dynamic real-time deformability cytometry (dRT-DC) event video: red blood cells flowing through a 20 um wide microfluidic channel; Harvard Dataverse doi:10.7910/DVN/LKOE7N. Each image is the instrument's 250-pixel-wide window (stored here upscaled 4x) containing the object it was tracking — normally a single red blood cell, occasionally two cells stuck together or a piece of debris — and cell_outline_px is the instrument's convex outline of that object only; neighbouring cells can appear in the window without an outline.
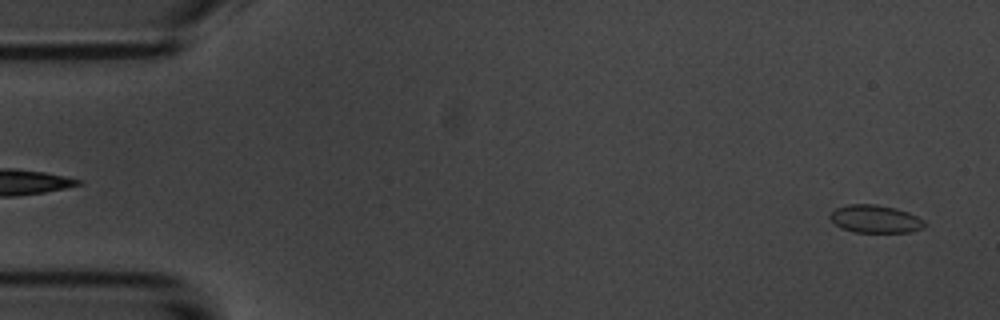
{"species": "common noctule bat (a hibernating species)", "species_latin": "Nyctalus noctula", "temperature_condition": "room temperature", "stored_images_in_passage": 4, "camera_frame_rate_fps": 3000, "um_per_image_px": 0.085, "animal": {"sex": "male", "body_mass_g": 20.1, "forearm_length_mm": 53.5}, "frame": {"image": 1, "passage_image": 4, "time_ms": 3.333, "image_size_px": [1000, 320], "cell_outline_px": [[924, 228], [912, 232], [856, 232], [840, 228], [828, 216], [836, 208], [848, 204], [876, 204], [896, 208], [908, 212], [924, 220]], "centroid_in_image_um": [74.4, 18.61], "position_along_channel_um": 10.6, "area_um2": 15.32}}